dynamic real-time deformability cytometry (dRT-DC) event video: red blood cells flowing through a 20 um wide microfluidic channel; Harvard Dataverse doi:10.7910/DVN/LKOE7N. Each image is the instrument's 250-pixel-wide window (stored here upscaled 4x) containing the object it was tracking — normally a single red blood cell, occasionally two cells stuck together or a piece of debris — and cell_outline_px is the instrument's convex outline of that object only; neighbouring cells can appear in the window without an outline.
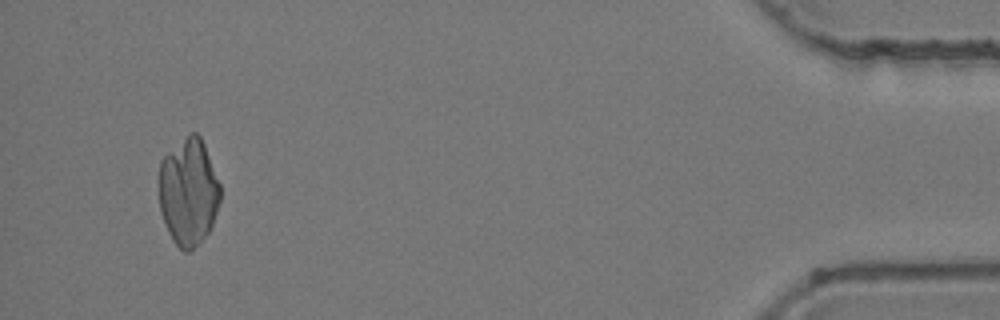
{"species": "common noctule bat (a hibernating species)", "species_latin": "Nyctalus noctula", "temperature_condition": "room temperature", "stored_images_in_passage": 52, "camera_frame_rate_fps": 3000, "um_per_image_px": 0.085, "animal": {"sex": "female", "body_mass_g": 24.6, "forearm_length_mm": 56.2}, "frame": {"image": 1, "passage_image": 50, "time_ms": 16.333, "image_size_px": [1000, 320], "cell_outline_px": [[220, 200], [212, 224], [208, 232], [188, 252], [184, 252], [172, 240], [168, 232], [160, 212], [160, 160], [188, 132], [196, 132], [200, 136], [204, 144], [220, 184]], "centroid_in_image_um": [16.01, 16.28], "position_along_channel_um": 419.2, "area_um2": 38.03}}